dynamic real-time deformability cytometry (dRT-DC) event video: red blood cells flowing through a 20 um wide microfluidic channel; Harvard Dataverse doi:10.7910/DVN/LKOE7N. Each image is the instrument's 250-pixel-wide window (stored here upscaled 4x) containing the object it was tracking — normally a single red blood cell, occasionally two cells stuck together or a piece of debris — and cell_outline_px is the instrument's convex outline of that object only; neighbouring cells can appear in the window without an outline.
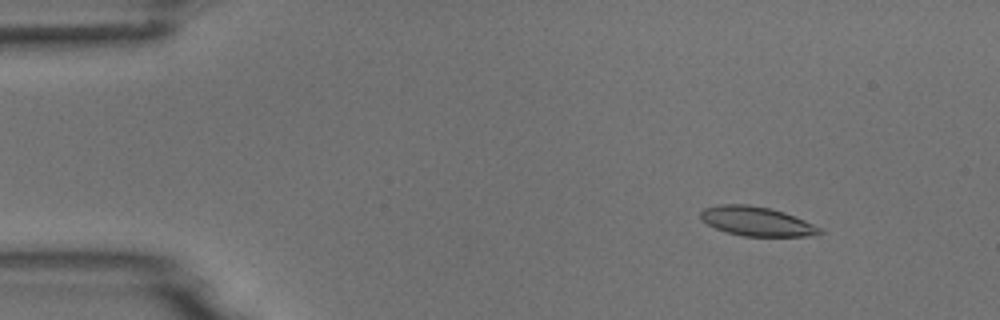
{"species": "common noctule bat (a hibernating species)", "species_latin": "Nyctalus noctula", "temperature_condition": "room temperature", "stored_images_in_passage": 7, "camera_frame_rate_fps": 3000, "um_per_image_px": 0.085, "animal": {"sex": "male", "body_mass_g": 18.8}, "frame": {"image": 1, "passage_image": 2, "time_ms": 1.333, "image_size_px": [1000, 320], "cell_outline_px": [[824, 232], [804, 236], [744, 236], [728, 232], [716, 228], [700, 220], [700, 212], [704, 208], [720, 204], [748, 204], [768, 208], [784, 212], [804, 220], [820, 228]], "centroid_in_image_um": [64.27, 18.8], "position_along_channel_um": 20.7, "area_um2": 20.06}}
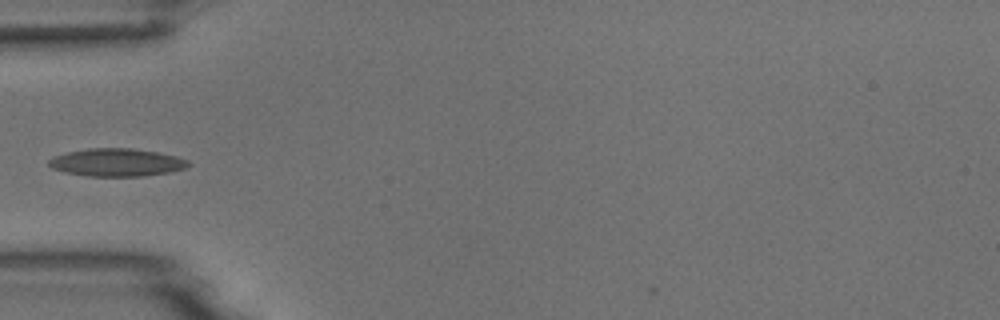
{"frame": {"image": 2, "passage_image": 5, "time_ms": 5.0, "image_size_px": [1000, 320], "cell_outline_px": [[192, 164], [184, 168], [168, 172], [144, 176], [88, 176], [64, 172], [52, 168], [48, 164], [48, 160], [56, 156], [68, 152], [88, 148], [132, 148], [156, 152], [176, 156], [188, 160]], "centroid_in_image_um": [9.92, 13.8], "position_along_channel_um": 75.1, "area_um2": 22.48}}